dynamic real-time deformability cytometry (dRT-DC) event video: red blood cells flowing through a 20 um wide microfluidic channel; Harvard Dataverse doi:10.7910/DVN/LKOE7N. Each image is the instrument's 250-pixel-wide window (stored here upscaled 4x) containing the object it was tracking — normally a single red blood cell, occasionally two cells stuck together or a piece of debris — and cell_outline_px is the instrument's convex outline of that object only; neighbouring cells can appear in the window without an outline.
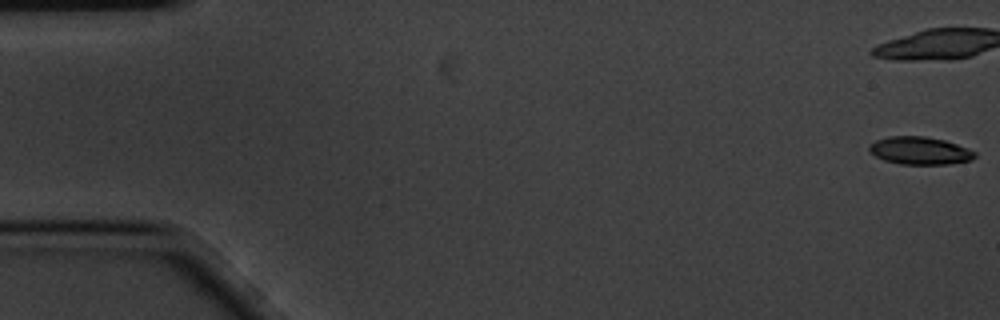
{"species": "common noctule bat (a hibernating species)", "species_latin": "Nyctalus noctula", "temperature_condition": "cold", "stored_images_in_passage": 3, "camera_frame_rate_fps": 3000, "um_per_image_px": 0.085, "animal": {"sex": "male", "body_mass_g": 20.1, "forearm_length_mm": 53.5}, "frame": {"image": 1, "passage_image": 1, "time_ms": 0.0, "image_size_px": [1000, 320], "cell_outline_px": [[976, 156], [972, 160], [948, 164], [900, 164], [884, 160], [868, 152], [868, 144], [876, 140], [888, 136], [924, 136], [944, 140], [968, 148], [976, 152]], "centroid_in_image_um": [78.16, 12.8], "position_along_channel_um": 6.8, "area_um2": 17.17}}